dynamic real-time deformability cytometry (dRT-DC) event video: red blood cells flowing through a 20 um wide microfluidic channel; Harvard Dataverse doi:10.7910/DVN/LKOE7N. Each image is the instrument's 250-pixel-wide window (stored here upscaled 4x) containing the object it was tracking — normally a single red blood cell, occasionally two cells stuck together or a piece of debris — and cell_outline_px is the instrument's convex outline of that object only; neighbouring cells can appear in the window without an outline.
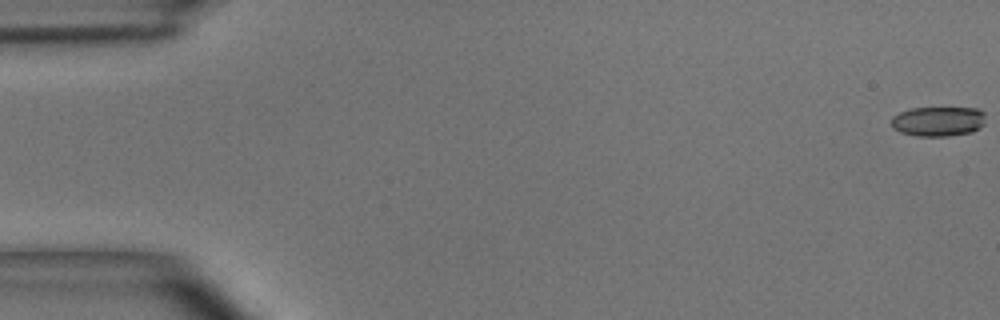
{"species": "common noctule bat (a hibernating species)", "species_latin": "Nyctalus noctula", "temperature_condition": "room temperature", "stored_images_in_passage": 4, "camera_frame_rate_fps": 3000, "um_per_image_px": 0.085, "animal": {"sex": "male", "body_mass_g": 15.6}, "frame": {"image": 1, "passage_image": 1, "time_ms": 0.0, "image_size_px": [1000, 320], "cell_outline_px": [[984, 124], [980, 128], [972, 132], [948, 136], [916, 136], [900, 132], [892, 128], [892, 116], [900, 112], [912, 108], [976, 108], [984, 112]], "centroid_in_image_um": [79.74, 10.32], "position_along_channel_um": 5.3, "area_um2": 16.42}}